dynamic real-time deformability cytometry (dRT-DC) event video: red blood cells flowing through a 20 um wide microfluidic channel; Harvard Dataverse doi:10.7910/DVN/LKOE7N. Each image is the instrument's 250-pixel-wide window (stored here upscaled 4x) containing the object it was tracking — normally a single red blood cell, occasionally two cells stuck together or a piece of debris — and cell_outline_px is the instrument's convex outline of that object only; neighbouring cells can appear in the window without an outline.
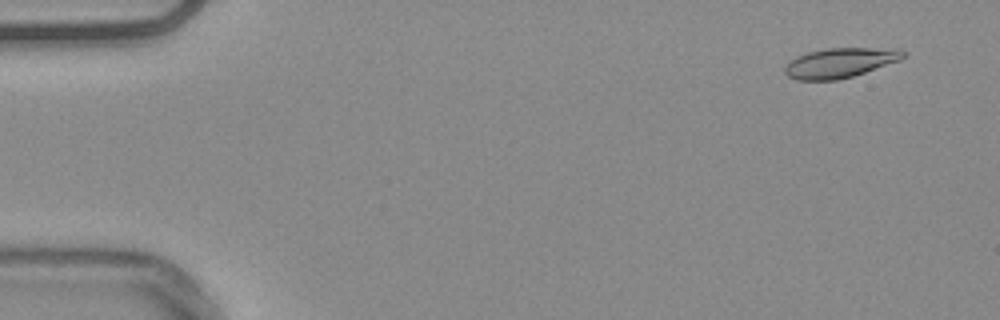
{"species": "common noctule bat (a hibernating species)", "species_latin": "Nyctalus noctula", "temperature_condition": "warm", "stored_images_in_passage": 55, "camera_frame_rate_fps": 3000, "um_per_image_px": 0.085, "animal": {"sex": "male", "body_mass_g": 20.4}, "frame": {"image": 1, "passage_image": 4, "time_ms": 1.0, "image_size_px": [1000, 320], "cell_outline_px": [[904, 56], [900, 60], [852, 76], [836, 80], [796, 80], [788, 76], [784, 72], [784, 68], [796, 56], [808, 52], [828, 48], [896, 48], [904, 52]], "centroid_in_image_um": [71.38, 5.33], "position_along_channel_um": 13.6, "area_um2": 20.29}}
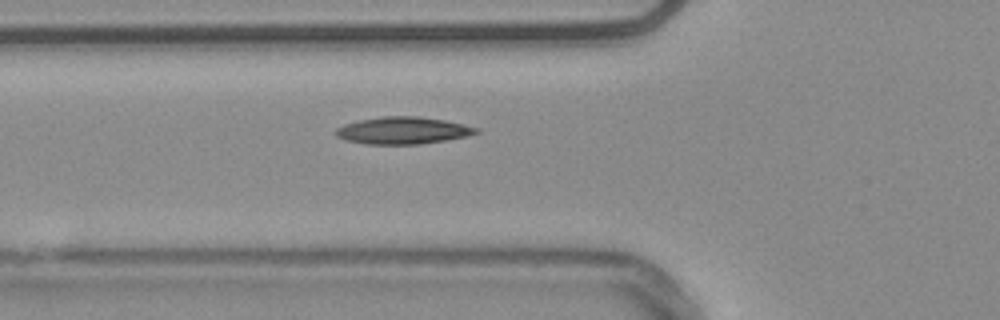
{"frame": {"image": 2, "passage_image": 20, "time_ms": 6.333, "image_size_px": [1000, 320], "cell_outline_px": [[480, 132], [464, 136], [444, 140], [420, 144], [364, 144], [344, 140], [336, 136], [336, 128], [344, 124], [360, 120], [384, 116], [416, 116], [444, 120], [464, 124], [480, 128]], "centroid_in_image_um": [34.22, 11.09], "position_along_channel_um": 91.6, "area_um2": 22.08}}
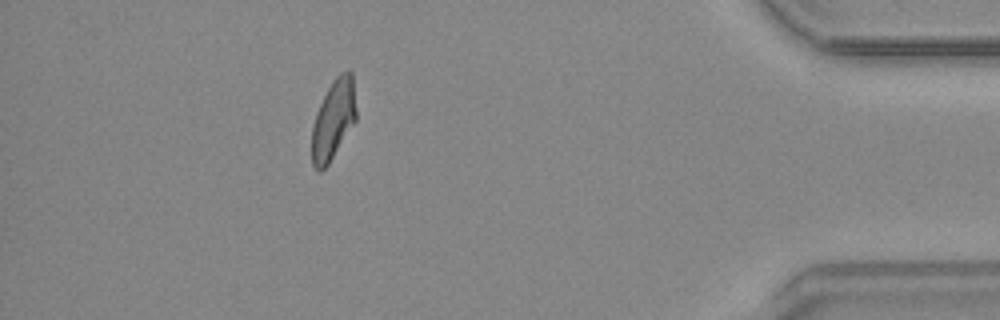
{"frame": {"image": 3, "passage_image": 49, "time_ms": 16.0, "image_size_px": [1000, 320], "cell_outline_px": [[356, 120], [328, 164], [320, 172], [312, 164], [312, 124], [316, 112], [332, 80], [340, 72], [348, 68], [352, 72], [356, 108]], "centroid_in_image_um": [28.34, 10.12], "position_along_channel_um": 406.9, "area_um2": 20.58}, "authors_computed_cell_mechanics": {"area_um2": 20.808, "velocity_mm_per_s": 3.7665, "shape_relaxation_time_tau1_ms": null, "shape_relaxation_time_tau2_ms": 4.4969, "deformation_change_tau1": null, "deformation_change_tau2": 0.116}}